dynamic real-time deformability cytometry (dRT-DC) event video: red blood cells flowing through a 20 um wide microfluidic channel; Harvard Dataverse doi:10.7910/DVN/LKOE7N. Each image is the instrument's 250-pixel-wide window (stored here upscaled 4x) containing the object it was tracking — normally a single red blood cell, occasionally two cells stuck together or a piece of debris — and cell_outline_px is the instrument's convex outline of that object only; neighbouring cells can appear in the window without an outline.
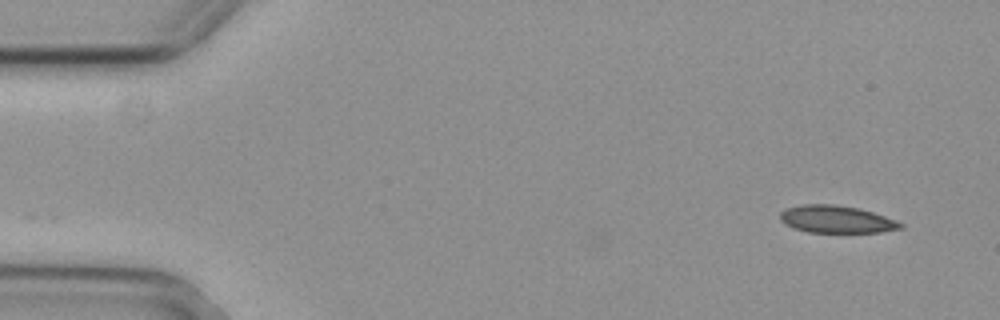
{"species": "common noctule bat (a hibernating species)", "species_latin": "Nyctalus noctula", "temperature_condition": "cold", "stored_images_in_passage": 51, "camera_frame_rate_fps": 3000, "um_per_image_px": 0.085, "animal": {"sex": "female", "body_mass_g": 29.2, "forearm_length_mm": 56.3}, "frame": {"image": 1, "passage_image": 1, "time_ms": 0.0, "image_size_px": [1000, 320], "cell_outline_px": [[904, 228], [880, 232], [808, 232], [784, 224], [780, 220], [780, 212], [784, 208], [804, 204], [832, 204], [856, 208], [872, 212], [896, 220], [904, 224]], "centroid_in_image_um": [71.08, 18.64], "position_along_channel_um": 13.9, "area_um2": 19.13}}
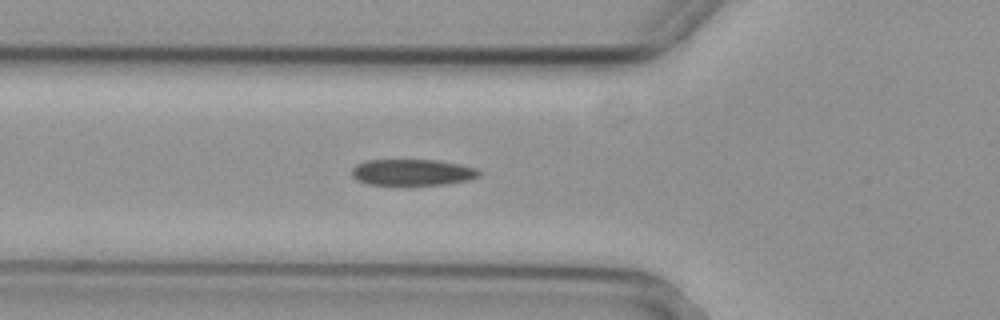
{"frame": {"image": 2, "passage_image": 16, "time_ms": 5.0, "image_size_px": [1000, 320], "cell_outline_px": [[480, 176], [468, 180], [444, 184], [368, 184], [356, 180], [352, 176], [352, 168], [356, 164], [364, 160], [436, 160], [460, 164], [476, 168], [480, 172]], "centroid_in_image_um": [35.03, 14.63], "position_along_channel_um": 90.8, "area_um2": 19.36}}
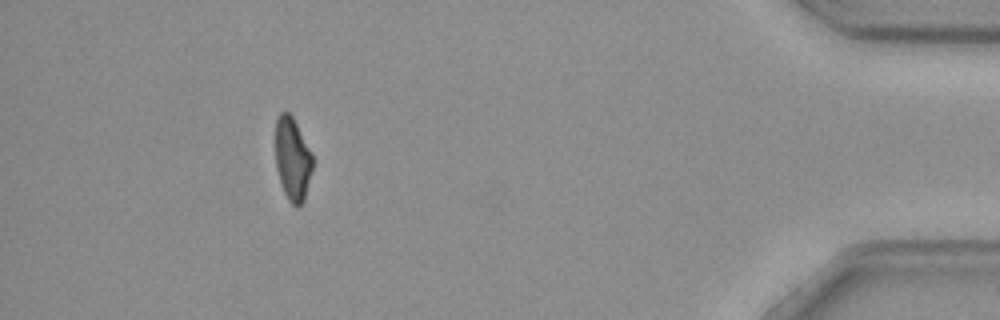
{"frame": {"image": 3, "passage_image": 46, "time_ms": 15.0, "image_size_px": [1000, 320], "cell_outline_px": [[312, 168], [304, 200], [296, 208], [288, 200], [284, 192], [276, 168], [276, 120], [280, 112], [288, 112], [292, 116], [312, 152]], "centroid_in_image_um": [24.86, 13.51], "position_along_channel_um": 410.3, "area_um2": 17.8}, "authors_computed_cell_mechanics": {"area_um2": 20.4034, "velocity_mm_per_s": 3.8207, "shape_relaxation_time_tau1_ms": 6.9442, "shape_relaxation_time_tau2_ms": null, "deformation_change_tau1": 0.1587, "deformation_change_tau2": null}}